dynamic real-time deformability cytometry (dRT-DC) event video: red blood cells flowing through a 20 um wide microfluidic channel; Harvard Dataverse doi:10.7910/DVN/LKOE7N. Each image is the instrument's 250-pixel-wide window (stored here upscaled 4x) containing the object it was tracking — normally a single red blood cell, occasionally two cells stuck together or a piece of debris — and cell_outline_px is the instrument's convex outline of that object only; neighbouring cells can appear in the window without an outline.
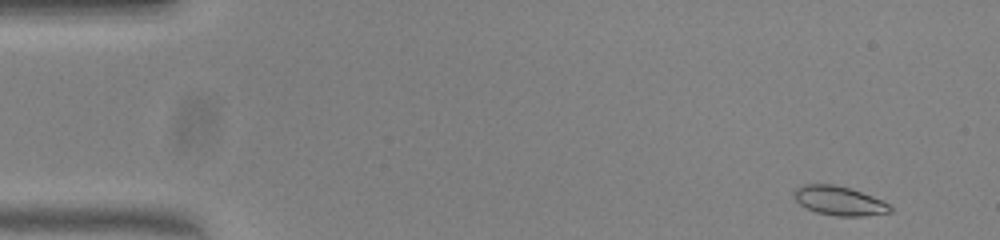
{"species": "common noctule bat (a hibernating species)", "species_latin": "Nyctalus noctula", "temperature_condition": "warm", "stored_images_in_passage": 49, "camera_frame_rate_fps": 3000, "um_per_image_px": 0.085, "animal": {"sex": "female", "body_mass_g": 23.0, "forearm_length_mm": 53.4}, "frame": {"image": 1, "passage_image": 1, "time_ms": 0.0, "image_size_px": [1000, 240], "cell_outline_px": [[892, 212], [864, 216], [836, 216], [816, 212], [800, 204], [792, 196], [792, 192], [796, 188], [804, 184], [832, 184], [848, 188], [884, 200], [892, 208]], "centroid_in_image_um": [71.32, 17.07], "position_along_channel_um": 13.7, "area_um2": 16.3}}
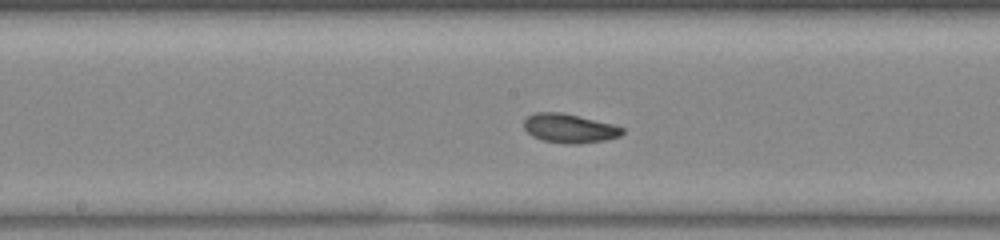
{"frame": {"image": 2, "passage_image": 24, "time_ms": 7.667, "image_size_px": [1000, 240], "cell_outline_px": [[624, 132], [620, 136], [604, 140], [580, 144], [568, 144], [544, 140], [532, 136], [524, 128], [524, 120], [528, 116], [536, 112], [560, 112], [612, 124], [624, 128]], "centroid_in_image_um": [48.39, 10.91], "position_along_channel_um": 199.8, "area_um2": 16.47}}
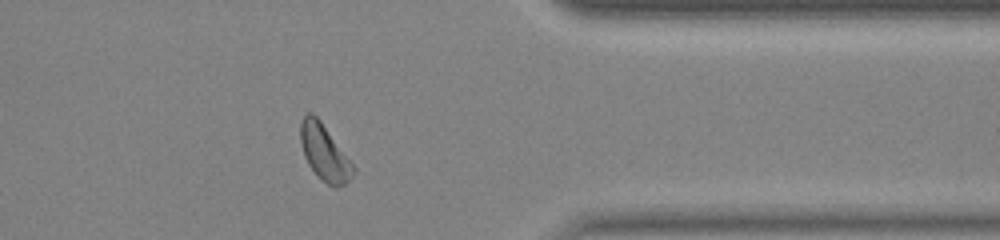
{"frame": {"image": 3, "passage_image": 39, "time_ms": 12.667, "image_size_px": [1000, 240], "cell_outline_px": [[356, 172], [344, 184], [336, 188], [328, 184], [316, 176], [308, 164], [304, 156], [300, 140], [300, 124], [304, 116], [308, 112], [312, 112], [320, 120], [356, 168]], "centroid_in_image_um": [27.57, 12.98], "position_along_channel_um": 383.8, "area_um2": 17.11}, "authors_computed_cell_mechanics": {"area_um2": 16.473, "velocity_mm_per_s": 3.9766, "shape_relaxation_time_tau1_ms": 11.1813, "shape_relaxation_time_tau2_ms": null, "deformation_change_tau1": 0.3194, "deformation_change_tau2": null}}